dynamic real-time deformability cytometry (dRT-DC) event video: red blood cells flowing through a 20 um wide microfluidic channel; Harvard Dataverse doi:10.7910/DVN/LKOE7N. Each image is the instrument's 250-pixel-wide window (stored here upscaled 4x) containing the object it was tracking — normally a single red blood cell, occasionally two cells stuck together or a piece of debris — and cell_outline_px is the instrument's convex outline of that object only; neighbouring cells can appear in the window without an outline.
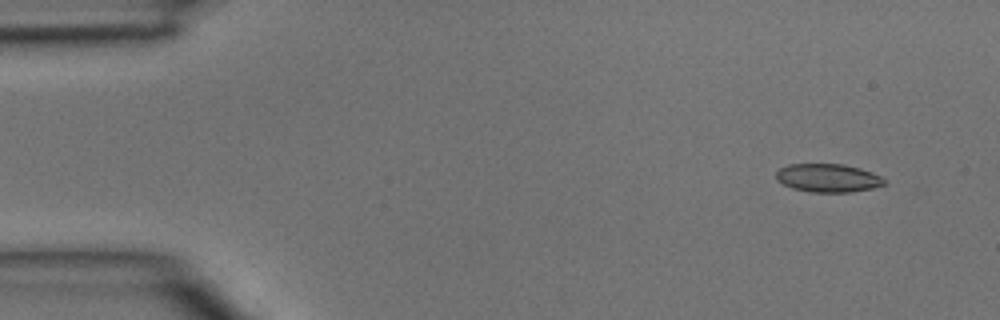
{"species": "common noctule bat (a hibernating species)", "species_latin": "Nyctalus noctula", "temperature_condition": "room temperature", "stored_images_in_passage": 4, "camera_frame_rate_fps": 3000, "um_per_image_px": 0.085, "animal": {"sex": "male", "body_mass_g": 15.6}, "frame": {"image": 1, "passage_image": 1, "time_ms": 0.0, "image_size_px": [1000, 320], "cell_outline_px": [[888, 184], [872, 188], [848, 192], [812, 192], [792, 188], [776, 180], [776, 172], [780, 168], [788, 164], [844, 164], [860, 168], [872, 172], [880, 176]], "centroid_in_image_um": [70.38, 15.12], "position_along_channel_um": 14.6, "area_um2": 17.86}}
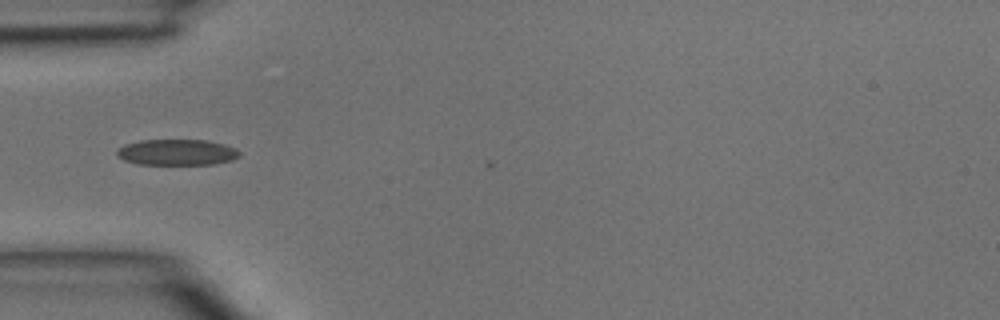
{"frame": {"image": 2, "passage_image": 4, "time_ms": 1.0, "image_size_px": [1000, 320], "cell_outline_px": [[240, 156], [232, 160], [212, 164], [140, 164], [124, 160], [116, 156], [116, 152], [124, 144], [140, 140], [208, 140], [224, 144], [236, 148], [240, 152]], "centroid_in_image_um": [15.05, 12.94], "position_along_channel_um": 70.0, "area_um2": 18.55}}